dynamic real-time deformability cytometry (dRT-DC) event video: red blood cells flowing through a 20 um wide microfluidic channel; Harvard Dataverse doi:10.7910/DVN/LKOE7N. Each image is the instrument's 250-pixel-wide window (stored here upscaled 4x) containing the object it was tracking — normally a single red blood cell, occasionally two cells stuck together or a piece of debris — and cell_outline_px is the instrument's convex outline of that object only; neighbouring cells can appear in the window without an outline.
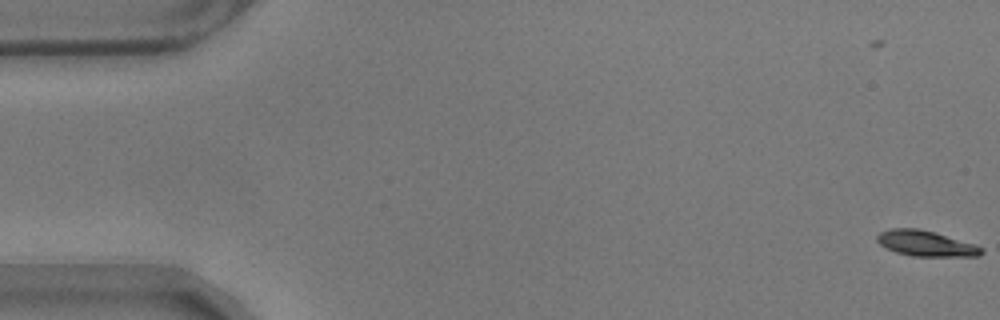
{"species": "common noctule bat (a hibernating species)", "species_latin": "Nyctalus noctula", "temperature_condition": "warm", "stored_images_in_passage": 4, "camera_frame_rate_fps": 3000, "um_per_image_px": 0.085, "animal": {"sex": "male", "body_mass_g": 17.9}, "frame": {"image": 1, "passage_image": 1, "time_ms": 0.0, "image_size_px": [1000, 320], "cell_outline_px": [[984, 252], [980, 256], [912, 256], [896, 252], [880, 244], [876, 240], [876, 236], [880, 232], [892, 228], [920, 228], [936, 232], [976, 244], [984, 248]], "centroid_in_image_um": [78.74, 20.68], "position_along_channel_um": 6.3, "area_um2": 15.72}}